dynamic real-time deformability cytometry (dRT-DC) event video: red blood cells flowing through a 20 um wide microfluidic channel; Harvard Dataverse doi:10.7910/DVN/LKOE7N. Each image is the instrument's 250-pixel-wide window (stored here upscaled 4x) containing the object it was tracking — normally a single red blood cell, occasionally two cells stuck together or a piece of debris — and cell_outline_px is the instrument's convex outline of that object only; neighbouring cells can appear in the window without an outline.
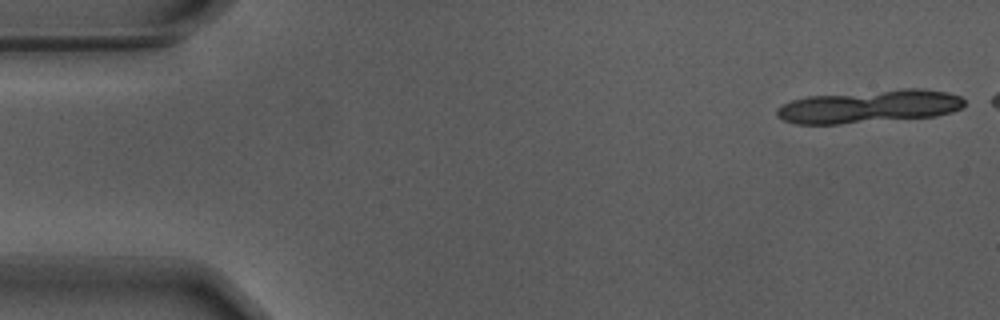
{"species": "Egyptian fruit bat (a non-hibernating species)", "species_latin": "Rousettus aegyptiacus", "temperature_condition": "warm", "stored_images_in_passage": 9, "camera_frame_rate_fps": 3000, "um_per_image_px": 0.085, "animal": {"sex": "male"}, "frame": {"image": 1, "passage_image": 1, "time_ms": 0.0, "image_size_px": [1000, 320], "cell_outline_px": [[964, 104], [960, 108], [952, 112], [936, 116], [840, 124], [796, 124], [784, 120], [776, 116], [776, 108], [792, 100], [808, 96], [900, 88], [924, 88], [948, 92], [960, 96], [964, 100]], "centroid_in_image_um": [73.9, 9.04], "position_along_channel_um": 11.1, "area_um2": 36.3}}